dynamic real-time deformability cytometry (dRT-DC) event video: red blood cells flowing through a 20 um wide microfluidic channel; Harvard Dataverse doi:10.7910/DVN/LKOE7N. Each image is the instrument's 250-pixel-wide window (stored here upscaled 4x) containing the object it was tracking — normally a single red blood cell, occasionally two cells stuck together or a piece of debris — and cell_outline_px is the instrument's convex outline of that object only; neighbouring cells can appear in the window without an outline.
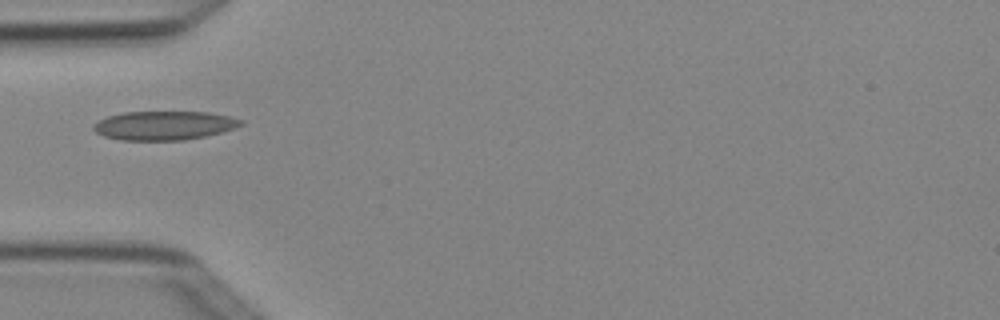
{"species": "Egyptian fruit bat (a non-hibernating species)", "species_latin": "Rousettus aegyptiacus", "temperature_condition": "cold", "stored_images_in_passage": 6, "camera_frame_rate_fps": 3000, "um_per_image_px": 0.085, "animal": {"sex": "female"}, "frame": {"image": 1, "passage_image": 5, "time_ms": 1.333, "image_size_px": [1000, 320], "cell_outline_px": [[244, 124], [220, 132], [204, 136], [184, 140], [120, 140], [104, 136], [96, 132], [92, 128], [100, 120], [108, 116], [124, 112], [208, 112], [228, 116], [244, 120]], "centroid_in_image_um": [13.95, 10.66], "position_along_channel_um": 71.0, "area_um2": 24.57}}
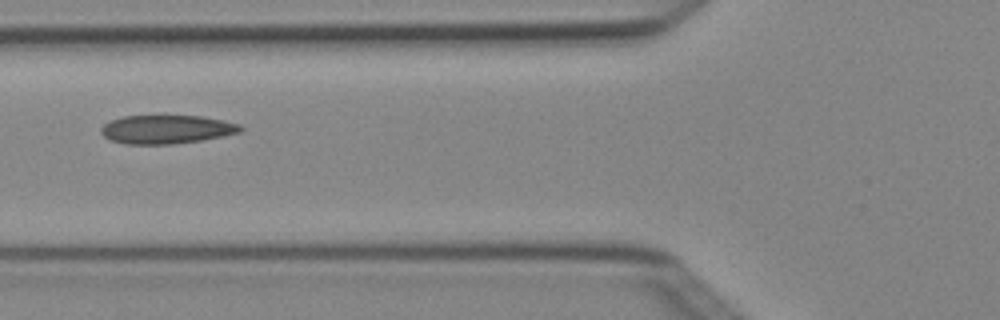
{"frame": {"image": 2, "passage_image": 6, "time_ms": 1.667, "image_size_px": [1000, 320], "cell_outline_px": [[244, 128], [240, 132], [224, 136], [204, 140], [172, 144], [124, 144], [108, 140], [100, 132], [100, 128], [108, 120], [124, 116], [200, 116], [224, 120], [240, 124]], "centroid_in_image_um": [14.14, 11.0], "position_along_channel_um": 111.7, "area_um2": 23.52}}